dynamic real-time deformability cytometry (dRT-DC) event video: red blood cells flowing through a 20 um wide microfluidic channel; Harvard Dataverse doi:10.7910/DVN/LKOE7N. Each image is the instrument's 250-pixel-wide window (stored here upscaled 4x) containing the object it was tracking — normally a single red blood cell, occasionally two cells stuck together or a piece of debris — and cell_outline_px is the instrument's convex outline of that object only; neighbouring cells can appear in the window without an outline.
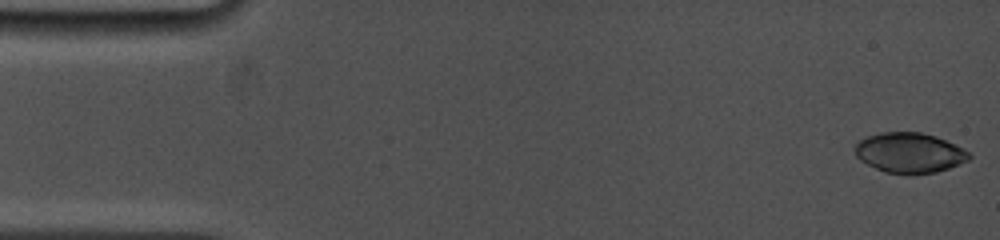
{"species": "common noctule bat (a hibernating species)", "species_latin": "Nyctalus noctula", "temperature_condition": "cold", "stored_images_in_passage": 13, "camera_frame_rate_fps": 5000, "um_per_image_px": 0.085, "animal": {"sex": "female", "body_mass_g": 19.0, "forearm_length_mm": 53.3}, "frame": {"image": 1, "passage_image": 1, "time_ms": 0.0, "image_size_px": [1000, 240], "cell_outline_px": [[972, 156], [968, 160], [948, 168], [936, 172], [908, 176], [884, 172], [860, 160], [856, 156], [856, 144], [860, 140], [868, 136], [880, 132], [920, 132], [936, 136], [964, 148]], "centroid_in_image_um": [77.32, 13.0], "position_along_channel_um": 7.7, "area_um2": 26.88}}
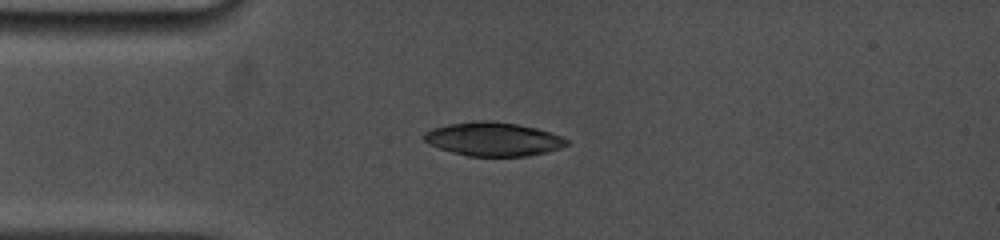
{"frame": {"image": 2, "passage_image": 11, "time_ms": 3.8, "image_size_px": [1000, 240], "cell_outline_px": [[568, 144], [560, 148], [548, 152], [528, 156], [468, 156], [452, 152], [428, 144], [424, 140], [424, 132], [432, 128], [448, 124], [476, 120], [488, 120], [516, 124], [536, 128], [560, 136], [568, 140]], "centroid_in_image_um": [41.9, 11.82], "position_along_channel_um": 43.1, "area_um2": 27.98}}